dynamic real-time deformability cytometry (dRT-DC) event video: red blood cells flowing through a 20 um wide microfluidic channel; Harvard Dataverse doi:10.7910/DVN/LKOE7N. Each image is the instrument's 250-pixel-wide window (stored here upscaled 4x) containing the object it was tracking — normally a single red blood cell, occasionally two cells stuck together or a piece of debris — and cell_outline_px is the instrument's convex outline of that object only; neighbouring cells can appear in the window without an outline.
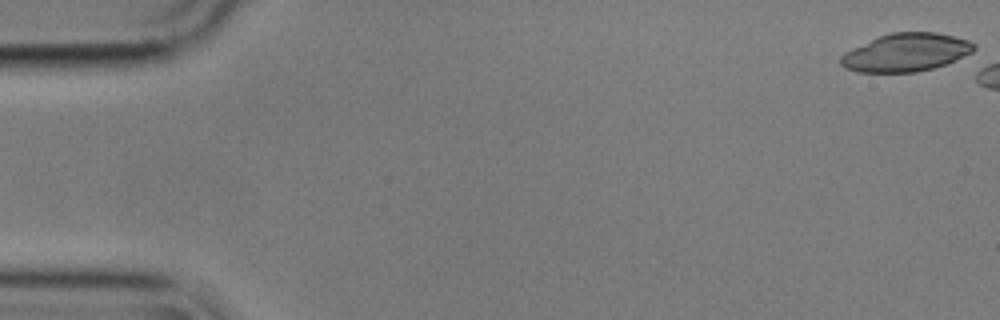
{"species": "common noctule bat (a hibernating species)", "species_latin": "Nyctalus noctula", "temperature_condition": "cold", "stored_images_in_passage": 7, "camera_frame_rate_fps": 3000, "um_per_image_px": 0.085, "animal": {"sex": "male", "body_mass_g": 17.9}, "frame": {"image": 1, "passage_image": 1, "time_ms": 0.0, "image_size_px": [1000, 320], "cell_outline_px": [[976, 48], [972, 52], [944, 64], [932, 68], [916, 72], [856, 72], [844, 68], [840, 64], [840, 56], [844, 52], [852, 48], [880, 36], [892, 32], [936, 32], [968, 40], [976, 44]], "centroid_in_image_um": [76.97, 4.46], "position_along_channel_um": 8.0, "area_um2": 29.36}}